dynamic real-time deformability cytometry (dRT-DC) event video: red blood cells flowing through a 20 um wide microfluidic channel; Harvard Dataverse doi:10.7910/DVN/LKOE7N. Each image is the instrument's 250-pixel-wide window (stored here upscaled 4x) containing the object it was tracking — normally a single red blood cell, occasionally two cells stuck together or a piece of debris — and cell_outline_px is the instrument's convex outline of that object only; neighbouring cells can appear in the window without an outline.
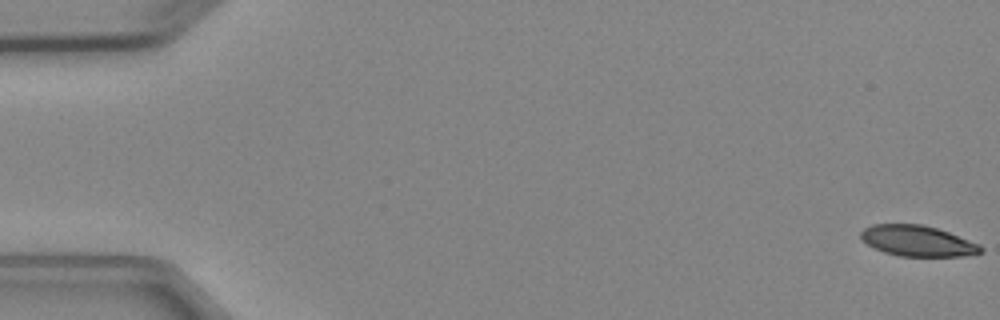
{"species": "Egyptian fruit bat (a non-hibernating species)", "species_latin": "Rousettus aegyptiacus", "temperature_condition": "cold", "stored_images_in_passage": 5, "camera_frame_rate_fps": 3000, "um_per_image_px": 0.085, "animal": {"sex": "female"}, "frame": {"image": 1, "passage_image": 1, "time_ms": 0.0, "image_size_px": [1000, 320], "cell_outline_px": [[984, 252], [964, 256], [900, 256], [884, 252], [860, 240], [860, 232], [864, 228], [872, 224], [920, 224], [936, 228], [948, 232], [980, 244], [984, 248]], "centroid_in_image_um": [77.99, 20.48], "position_along_channel_um": 7.0, "area_um2": 21.5}}
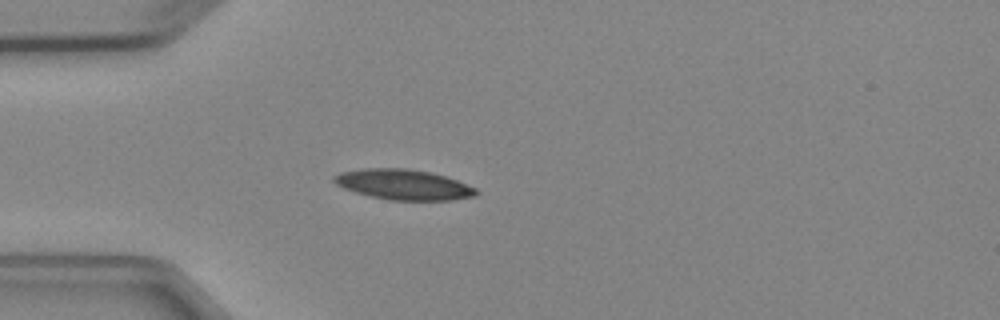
{"frame": {"image": 2, "passage_image": 5, "time_ms": 4.667, "image_size_px": [1000, 320], "cell_outline_px": [[480, 192], [476, 196], [452, 200], [388, 200], [356, 192], [344, 188], [336, 184], [332, 180], [332, 176], [340, 172], [360, 168], [408, 168], [432, 172], [456, 180], [476, 188]], "centroid_in_image_um": [34.29, 15.68], "position_along_channel_um": 50.7, "area_um2": 25.26}}